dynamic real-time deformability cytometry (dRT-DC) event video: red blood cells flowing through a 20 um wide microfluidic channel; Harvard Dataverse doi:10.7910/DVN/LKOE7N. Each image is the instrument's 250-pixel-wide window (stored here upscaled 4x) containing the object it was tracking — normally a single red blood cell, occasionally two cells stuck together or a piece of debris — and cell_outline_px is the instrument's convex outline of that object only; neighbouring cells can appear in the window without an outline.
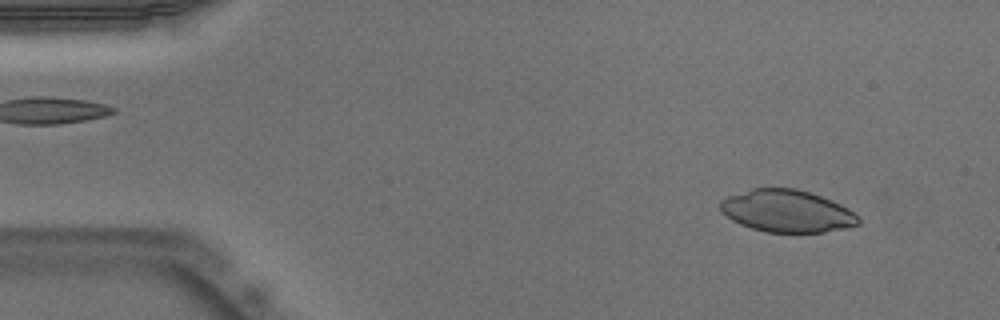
{"species": "Egyptian fruit bat (a non-hibernating species)", "species_latin": "Rousettus aegyptiacus", "temperature_condition": "warm", "stored_images_in_passage": 51, "camera_frame_rate_fps": 3000, "um_per_image_px": 0.085, "animal": {"sex": "male"}, "frame": {"image": 1, "passage_image": 5, "time_ms": 1.333, "image_size_px": [1000, 320], "cell_outline_px": [[860, 224], [844, 228], [824, 232], [764, 232], [740, 224], [732, 220], [720, 212], [720, 200], [728, 196], [752, 188], [796, 188], [832, 200], [856, 212], [860, 216]], "centroid_in_image_um": [66.9, 17.94], "position_along_channel_um": 18.1, "area_um2": 34.16}}